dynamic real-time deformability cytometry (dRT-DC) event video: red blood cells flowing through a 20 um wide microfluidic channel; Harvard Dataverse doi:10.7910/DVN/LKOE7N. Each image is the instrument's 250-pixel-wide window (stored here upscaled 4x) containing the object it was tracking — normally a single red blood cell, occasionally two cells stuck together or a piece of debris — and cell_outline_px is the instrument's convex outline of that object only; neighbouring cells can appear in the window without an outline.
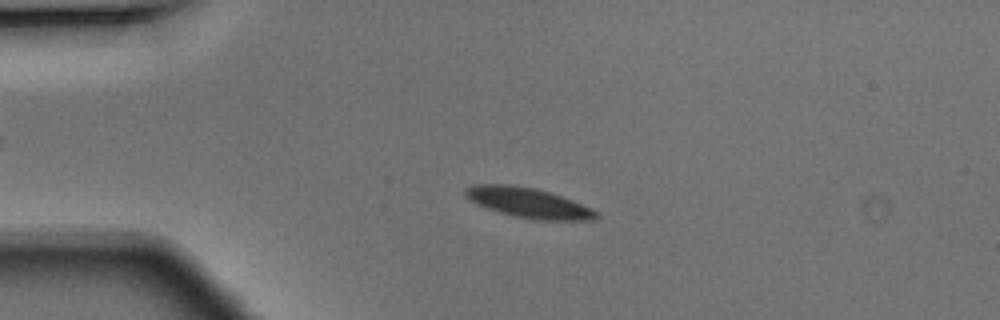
{"species": "Egyptian fruit bat (a non-hibernating species)", "species_latin": "Rousettus aegyptiacus", "temperature_condition": "warm", "stored_images_in_passage": 48, "camera_frame_rate_fps": 3000, "um_per_image_px": 0.085, "animal": {"sex": "male"}, "frame": {"image": 1, "passage_image": 11, "time_ms": 3.333, "image_size_px": [1000, 320], "cell_outline_px": [[600, 216], [596, 220], [532, 220], [500, 212], [488, 208], [464, 196], [464, 188], [472, 184], [508, 184], [536, 188], [572, 200], [600, 212]], "centroid_in_image_um": [44.94, 17.23], "position_along_channel_um": 40.1, "area_um2": 22.83}}
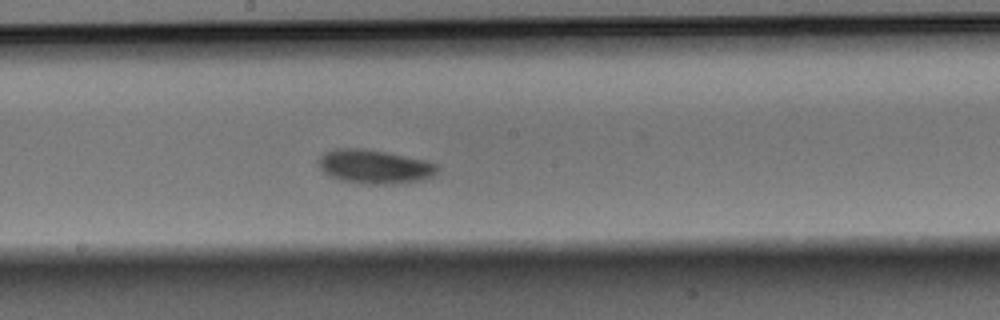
{"frame": {"image": 2, "passage_image": 26, "time_ms": 8.333, "image_size_px": [1000, 320], "cell_outline_px": [[440, 168], [432, 176], [424, 180], [392, 184], [364, 184], [340, 180], [324, 172], [320, 168], [320, 156], [324, 152], [336, 148], [360, 148], [384, 152], [428, 160], [436, 164]], "centroid_in_image_um": [31.87, 14.17], "position_along_channel_um": 216.3, "area_um2": 23.47}}
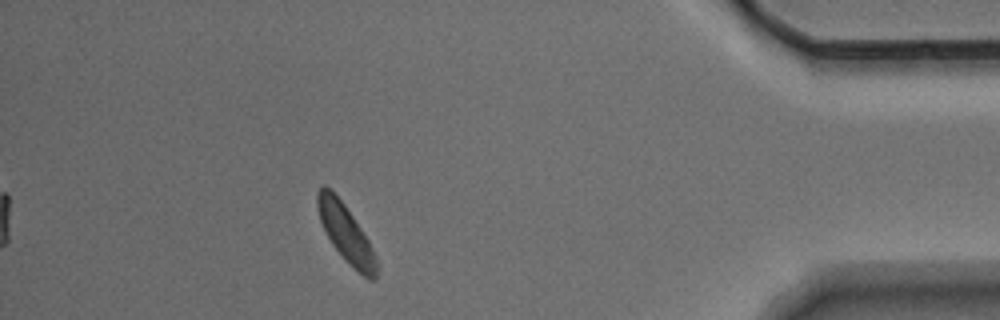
{"frame": {"image": 3, "passage_image": 43, "time_ms": 14.0, "image_size_px": [1000, 320], "cell_outline_px": [[376, 280], [368, 280], [344, 260], [332, 244], [320, 220], [316, 204], [316, 192], [324, 184], [344, 204], [368, 240], [376, 256]], "centroid_in_image_um": [29.39, 19.86], "position_along_channel_um": 405.8, "area_um2": 19.36}}